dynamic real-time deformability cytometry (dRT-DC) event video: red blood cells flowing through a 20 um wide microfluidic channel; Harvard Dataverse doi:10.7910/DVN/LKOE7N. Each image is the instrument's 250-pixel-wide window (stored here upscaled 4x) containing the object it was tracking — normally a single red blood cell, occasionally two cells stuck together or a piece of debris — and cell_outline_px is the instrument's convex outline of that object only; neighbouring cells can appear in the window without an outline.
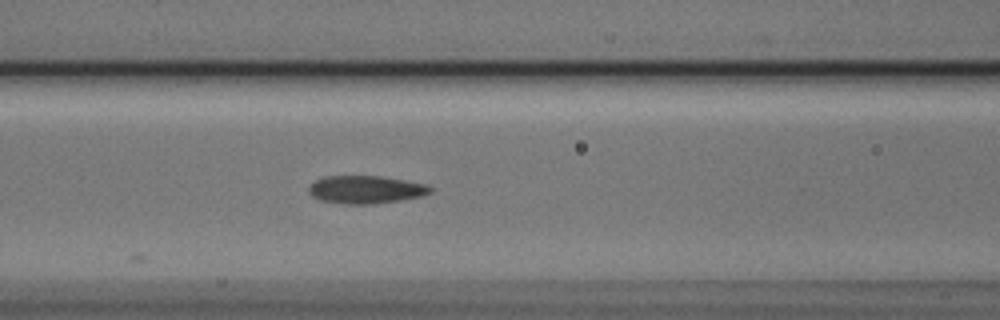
{"species": "Egyptian fruit bat (a non-hibernating species)", "species_latin": "Rousettus aegyptiacus", "temperature_condition": "cold", "stored_images_in_passage": 6, "segment_of_instrument_passage": [1, 2], "camera_frame_rate_fps": 3000, "um_per_image_px": 0.085, "animal": {"sex": "male"}, "frame": {"image": 1, "passage_image": 5, "time_ms": 1.333, "image_size_px": [1000, 320], "cell_outline_px": [[432, 192], [424, 196], [376, 204], [344, 204], [320, 200], [312, 196], [308, 192], [308, 188], [316, 180], [324, 176], [380, 176], [428, 184], [432, 188]], "centroid_in_image_um": [31.12, 16.12], "position_along_channel_um": 135.5, "area_um2": 19.88}}